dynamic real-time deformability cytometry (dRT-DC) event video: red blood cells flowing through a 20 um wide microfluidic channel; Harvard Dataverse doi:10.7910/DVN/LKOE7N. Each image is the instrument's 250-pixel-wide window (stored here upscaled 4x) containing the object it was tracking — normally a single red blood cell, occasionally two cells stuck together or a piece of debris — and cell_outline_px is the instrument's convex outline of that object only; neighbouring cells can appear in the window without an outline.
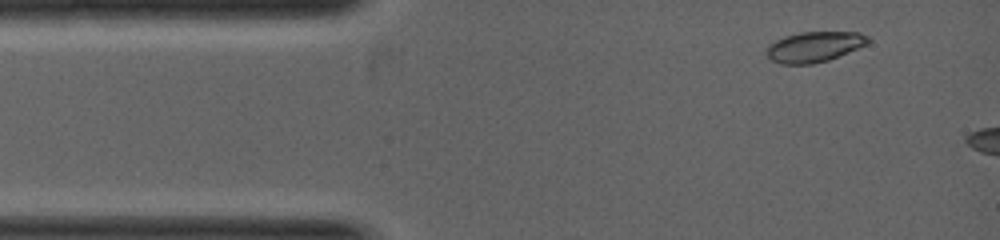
{"species": "common noctule bat (a hibernating species)", "species_latin": "Nyctalus noctula", "temperature_condition": "warm", "stored_images_in_passage": 3, "camera_frame_rate_fps": 5000, "um_per_image_px": 0.085, "animal": {"sex": "female", "body_mass_g": 19.0, "forearm_length_mm": 53.3}, "frame": {"image": 1, "passage_image": 1, "time_ms": 0.0, "image_size_px": [1000, 240], "cell_outline_px": [[872, 40], [848, 52], [828, 60], [812, 64], [780, 64], [772, 60], [768, 56], [764, 48], [768, 44], [784, 36], [800, 32], [860, 32], [868, 36]], "centroid_in_image_um": [69.17, 3.97], "position_along_channel_um": 15.8, "area_um2": 17.98}}